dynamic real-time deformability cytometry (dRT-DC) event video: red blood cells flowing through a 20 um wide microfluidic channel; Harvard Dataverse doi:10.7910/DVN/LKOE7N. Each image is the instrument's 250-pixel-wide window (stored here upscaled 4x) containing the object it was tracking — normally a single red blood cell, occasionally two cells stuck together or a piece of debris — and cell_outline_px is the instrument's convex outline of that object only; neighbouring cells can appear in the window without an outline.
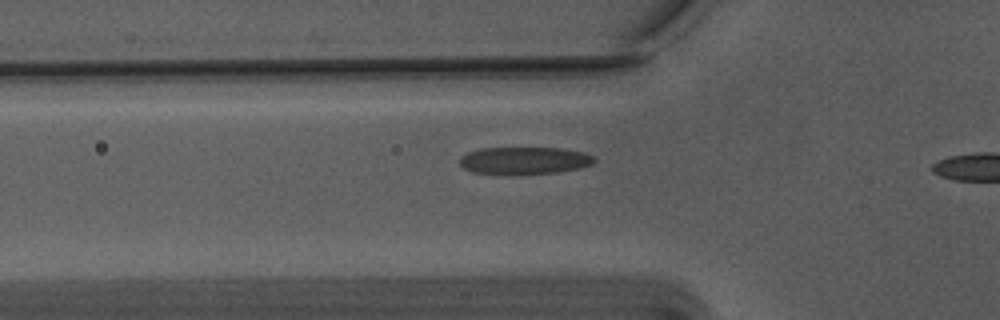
{"species": "Egyptian fruit bat (a non-hibernating species)", "species_latin": "Rousettus aegyptiacus", "temperature_condition": "warm", "stored_images_in_passage": 34, "camera_frame_rate_fps": 3000, "um_per_image_px": 0.085, "animal": {"sex": "male"}, "frame": {"image": 1, "passage_image": 8, "time_ms": 2.333, "image_size_px": [1000, 320], "cell_outline_px": [[596, 160], [592, 164], [576, 168], [556, 172], [472, 172], [464, 168], [460, 164], [460, 156], [468, 152], [480, 148], [560, 148], [584, 152], [592, 156]], "centroid_in_image_um": [44.56, 13.6], "position_along_channel_um": 81.2, "area_um2": 20.52}}
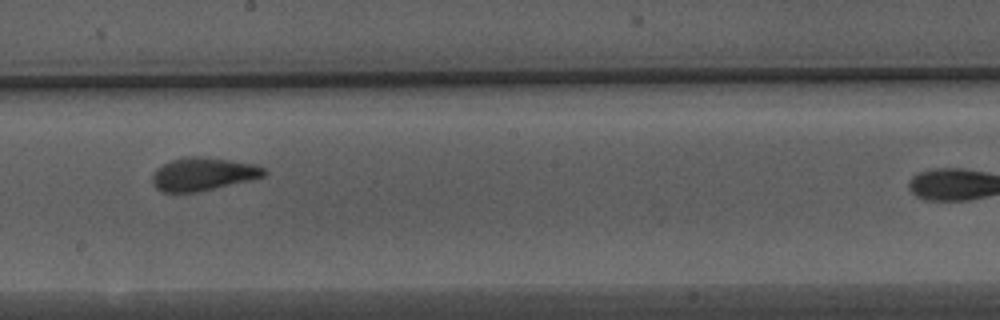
{"frame": {"image": 2, "passage_image": 20, "time_ms": 6.333, "image_size_px": [1000, 320], "cell_outline_px": [[268, 172], [264, 176], [200, 192], [160, 192], [152, 184], [152, 176], [156, 168], [172, 160], [184, 156], [204, 156], [256, 164], [264, 168]], "centroid_in_image_um": [17.24, 14.79], "position_along_channel_um": 231.0, "area_um2": 21.68}}
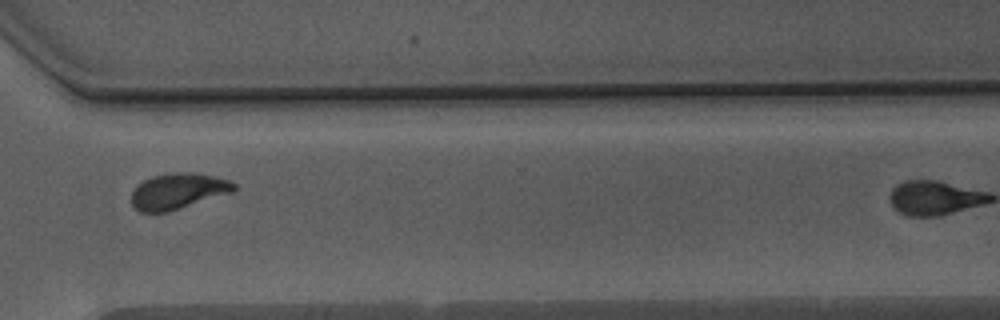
{"frame": {"image": 3, "passage_image": 30, "time_ms": 9.667, "image_size_px": [1000, 320], "cell_outline_px": [[236, 188], [232, 192], [168, 212], [140, 212], [132, 204], [132, 192], [144, 180], [152, 176], [176, 172], [192, 172], [232, 180], [236, 184]], "centroid_in_image_um": [15.16, 16.24], "position_along_channel_um": 355.4, "area_um2": 21.21}}